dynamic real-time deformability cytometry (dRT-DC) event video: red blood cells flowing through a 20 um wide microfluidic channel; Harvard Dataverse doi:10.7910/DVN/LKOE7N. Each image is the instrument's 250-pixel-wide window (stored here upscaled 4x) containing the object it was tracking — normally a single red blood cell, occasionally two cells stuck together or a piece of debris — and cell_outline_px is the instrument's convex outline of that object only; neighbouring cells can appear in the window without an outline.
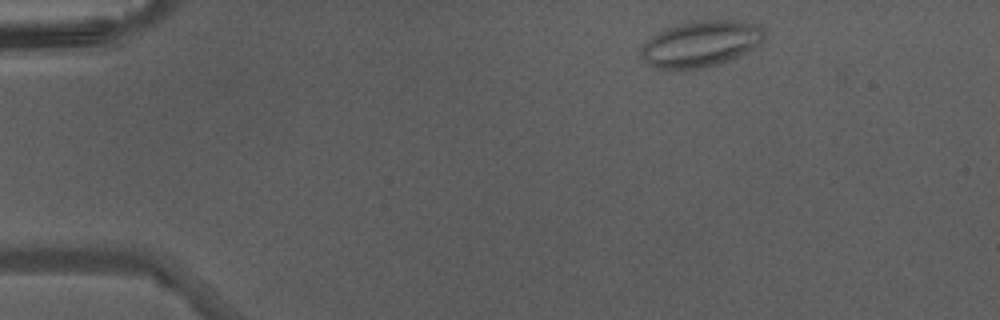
{"species": "Egyptian fruit bat (a non-hibernating species)", "species_latin": "Rousettus aegyptiacus", "temperature_condition": "warm", "stored_images_in_passage": 40, "camera_frame_rate_fps": 3000, "um_per_image_px": 0.085, "animal": {"sex": "male"}, "frame": {"image": 1, "passage_image": 2, "time_ms": 0.333, "image_size_px": [1000, 320], "cell_outline_px": [[764, 40], [760, 44], [720, 64], [704, 68], [672, 72], [656, 68], [648, 64], [640, 56], [640, 48], [652, 36], [668, 28], [680, 24], [696, 20], [736, 20], [760, 24], [764, 28]], "centroid_in_image_um": [59.55, 3.75], "position_along_channel_um": 25.4, "area_um2": 33.52}}
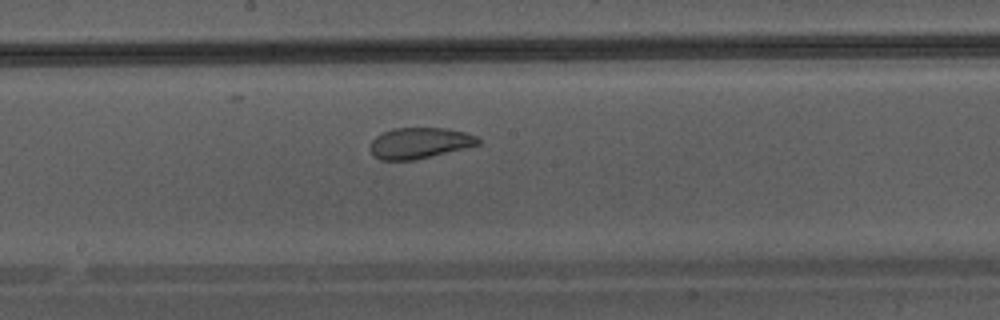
{"frame": {"image": 2, "passage_image": 20, "time_ms": 6.333, "image_size_px": [1000, 320], "cell_outline_px": [[480, 144], [416, 160], [380, 160], [368, 148], [368, 144], [376, 136], [392, 128], [448, 128], [464, 132], [476, 136], [480, 140]], "centroid_in_image_um": [35.63, 12.15], "position_along_channel_um": 212.6, "area_um2": 19.48}}
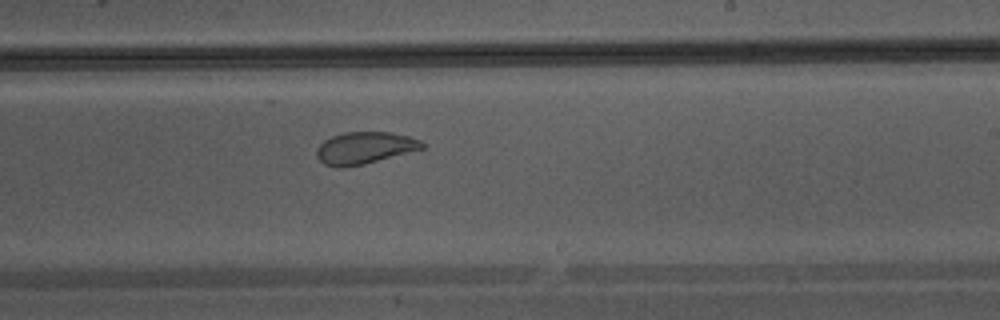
{"frame": {"image": 3, "passage_image": 23, "time_ms": 7.333, "image_size_px": [1000, 320], "cell_outline_px": [[424, 148], [364, 164], [344, 168], [336, 168], [324, 164], [316, 156], [316, 148], [324, 140], [332, 136], [344, 132], [392, 132], [408, 136], [420, 140], [424, 144]], "centroid_in_image_um": [30.95, 12.58], "position_along_channel_um": 258.0, "area_um2": 19.71}}